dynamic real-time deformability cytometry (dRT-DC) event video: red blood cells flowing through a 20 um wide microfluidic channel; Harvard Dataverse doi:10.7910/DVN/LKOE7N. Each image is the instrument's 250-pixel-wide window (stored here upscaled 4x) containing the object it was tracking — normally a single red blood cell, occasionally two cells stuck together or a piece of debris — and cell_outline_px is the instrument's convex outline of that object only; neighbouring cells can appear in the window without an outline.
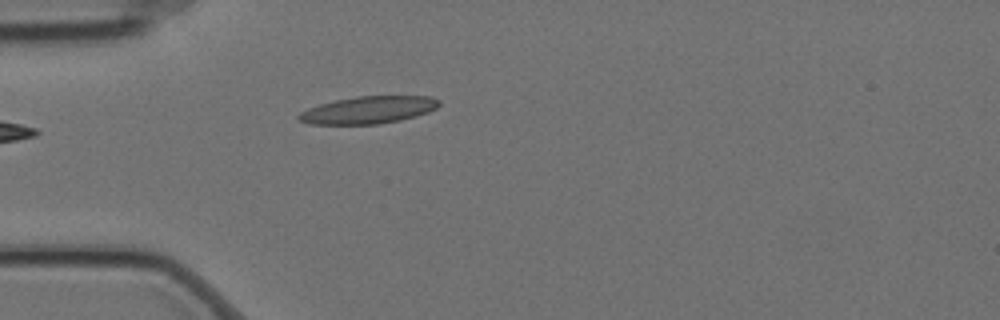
{"species": "Egyptian fruit bat (a non-hibernating species)", "species_latin": "Rousettus aegyptiacus", "temperature_condition": "cold", "stored_images_in_passage": 5, "camera_frame_rate_fps": 3000, "um_per_image_px": 0.085, "animal": {"sex": "female"}, "frame": {"image": 1, "passage_image": 5, "time_ms": 1.333, "image_size_px": [1000, 320], "cell_outline_px": [[440, 104], [436, 108], [428, 112], [416, 116], [400, 120], [380, 124], [308, 124], [296, 120], [296, 116], [300, 112], [308, 108], [320, 104], [336, 100], [356, 96], [432, 96], [440, 100]], "centroid_in_image_um": [31.29, 9.35], "position_along_channel_um": 53.7, "area_um2": 22.48}}